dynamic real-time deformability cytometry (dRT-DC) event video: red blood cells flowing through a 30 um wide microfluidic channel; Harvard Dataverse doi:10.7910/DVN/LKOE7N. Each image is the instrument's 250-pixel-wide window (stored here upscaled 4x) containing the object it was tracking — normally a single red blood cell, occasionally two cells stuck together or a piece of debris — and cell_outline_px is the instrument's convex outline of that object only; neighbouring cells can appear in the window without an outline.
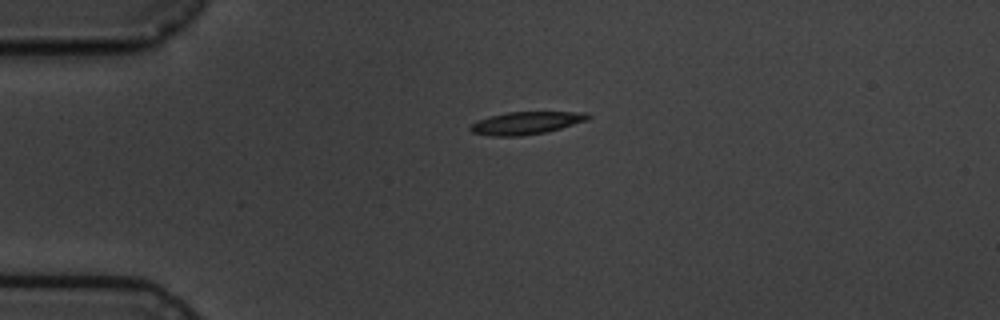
{"species": "common noctule bat (a hibernating species)", "species_latin": "Nyctalus noctula", "temperature_condition": "cold", "stored_images_in_passage": 3, "camera_frame_rate_fps": 3000, "um_per_image_px": 0.085, "animal": {"sex": "male", "body_mass_g": 19.5, "forearm_length_mm": 54.6}, "frame": {"image": 1, "passage_image": 3, "time_ms": 2.333, "image_size_px": [1000, 320], "cell_outline_px": [[592, 116], [588, 120], [560, 128], [544, 132], [520, 136], [492, 136], [472, 132], [468, 128], [472, 124], [480, 120], [492, 116], [508, 112], [588, 112]], "centroid_in_image_um": [44.76, 10.45], "position_along_channel_um": 40.2, "area_um2": 15.26}}